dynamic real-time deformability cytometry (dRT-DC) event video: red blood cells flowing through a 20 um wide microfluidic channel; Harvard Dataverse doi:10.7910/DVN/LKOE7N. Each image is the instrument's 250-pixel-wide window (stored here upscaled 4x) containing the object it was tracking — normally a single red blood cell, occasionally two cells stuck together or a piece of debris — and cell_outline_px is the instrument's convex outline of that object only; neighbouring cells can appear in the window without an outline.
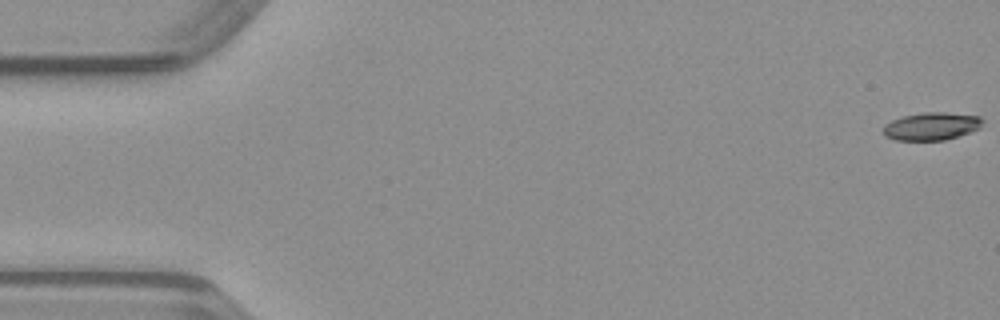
{"species": "common noctule bat (a hibernating species)", "species_latin": "Nyctalus noctula", "temperature_condition": "warm", "stored_images_in_passage": 49, "camera_frame_rate_fps": 3000, "um_per_image_px": 0.085, "animal": {"sex": "male", "body_mass_g": 23.1, "forearm_length_mm": 52.7}, "frame": {"image": 1, "passage_image": 1, "time_ms": 0.0, "image_size_px": [1000, 320], "cell_outline_px": [[984, 120], [980, 128], [944, 140], [896, 140], [884, 136], [884, 124], [892, 120], [904, 116], [924, 112], [944, 112], [980, 116]], "centroid_in_image_um": [79.17, 10.72], "position_along_channel_um": 5.8, "area_um2": 15.95}}
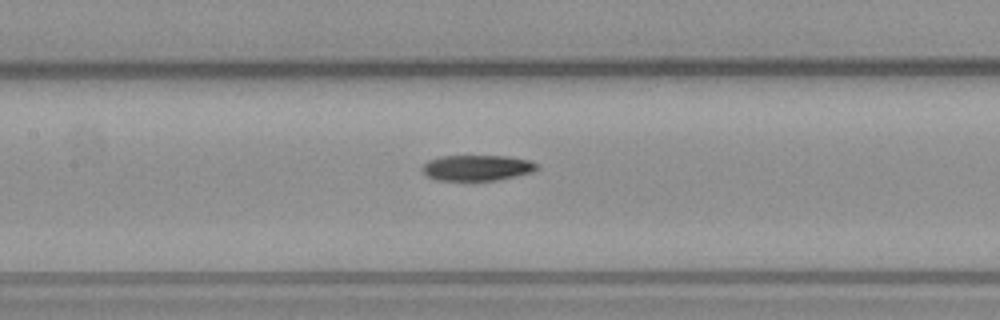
{"frame": {"image": 2, "passage_image": 23, "time_ms": 7.333, "image_size_px": [1000, 320], "cell_outline_px": [[536, 168], [532, 172], [516, 176], [496, 180], [436, 180], [428, 176], [420, 168], [428, 160], [440, 156], [508, 156], [532, 160], [536, 164]], "centroid_in_image_um": [40.53, 14.25], "position_along_channel_um": 166.9, "area_um2": 17.11}}
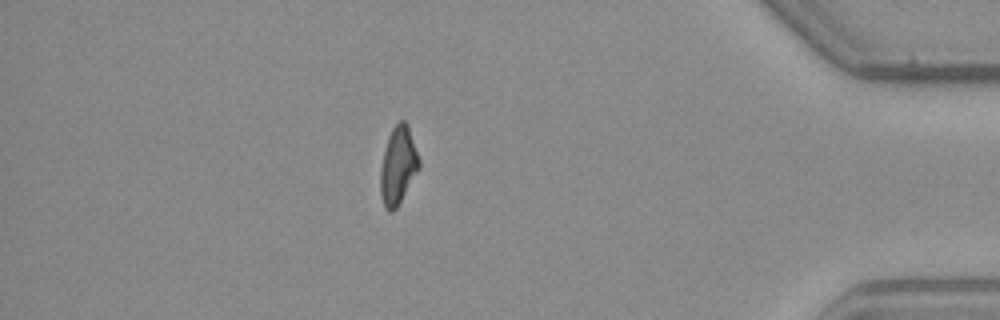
{"frame": {"image": 3, "passage_image": 43, "time_ms": 14.0, "image_size_px": [1000, 320], "cell_outline_px": [[420, 168], [396, 208], [392, 212], [388, 212], [384, 208], [380, 196], [380, 168], [388, 136], [392, 128], [400, 120], [404, 120], [408, 124], [420, 160]], "centroid_in_image_um": [33.83, 14.08], "position_along_channel_um": 401.4, "area_um2": 17.63}}